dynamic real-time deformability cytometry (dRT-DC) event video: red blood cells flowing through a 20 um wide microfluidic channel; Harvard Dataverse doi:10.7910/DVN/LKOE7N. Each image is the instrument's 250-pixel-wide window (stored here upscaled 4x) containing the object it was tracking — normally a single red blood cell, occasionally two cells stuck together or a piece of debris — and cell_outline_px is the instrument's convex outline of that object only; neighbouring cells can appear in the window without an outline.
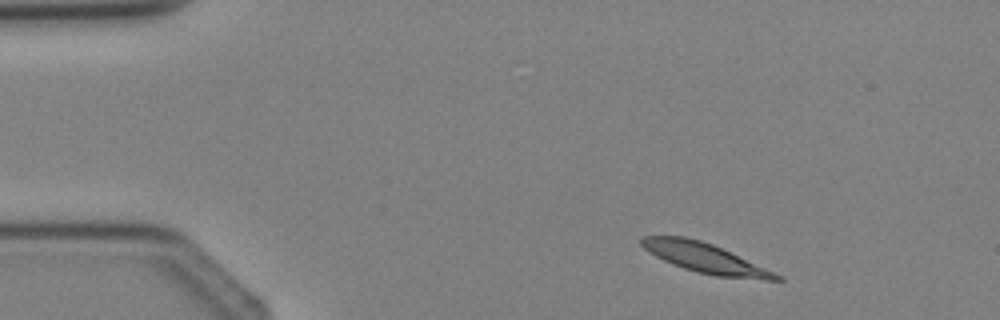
{"species": "Egyptian fruit bat (a non-hibernating species)", "species_latin": "Rousettus aegyptiacus", "temperature_condition": "cold", "stored_images_in_passage": 3, "camera_frame_rate_fps": 3000, "um_per_image_px": 0.085, "animal": {"sex": "female"}, "frame": {"image": 1, "passage_image": 1, "time_ms": 0.0, "image_size_px": [1000, 320], "cell_outline_px": [[784, 280], [764, 280], [716, 276], [684, 268], [664, 260], [648, 252], [640, 244], [640, 236], [684, 236], [700, 240], [712, 244], [784, 276]], "centroid_in_image_um": [59.94, 21.93], "position_along_channel_um": 25.1, "area_um2": 23.06}}
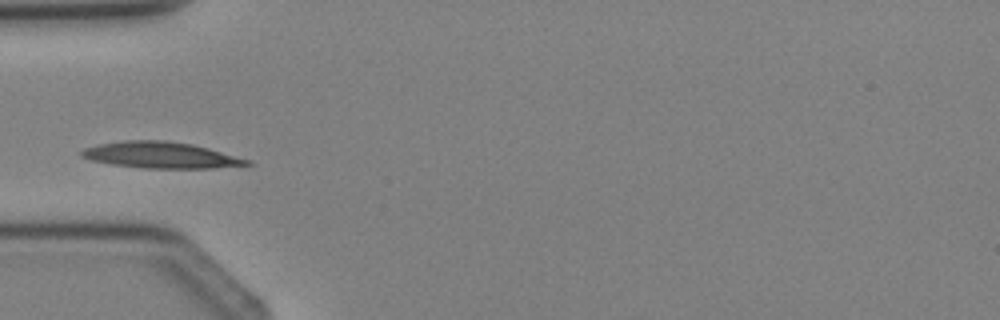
{"frame": {"image": 2, "passage_image": 3, "time_ms": 2.333, "image_size_px": [1000, 320], "cell_outline_px": [[252, 164], [216, 168], [140, 168], [112, 164], [92, 160], [80, 156], [80, 152], [84, 148], [96, 144], [124, 140], [164, 140], [192, 144], [208, 148], [252, 160]], "centroid_in_image_um": [13.66, 13.18], "position_along_channel_um": 71.3, "area_um2": 25.37}}